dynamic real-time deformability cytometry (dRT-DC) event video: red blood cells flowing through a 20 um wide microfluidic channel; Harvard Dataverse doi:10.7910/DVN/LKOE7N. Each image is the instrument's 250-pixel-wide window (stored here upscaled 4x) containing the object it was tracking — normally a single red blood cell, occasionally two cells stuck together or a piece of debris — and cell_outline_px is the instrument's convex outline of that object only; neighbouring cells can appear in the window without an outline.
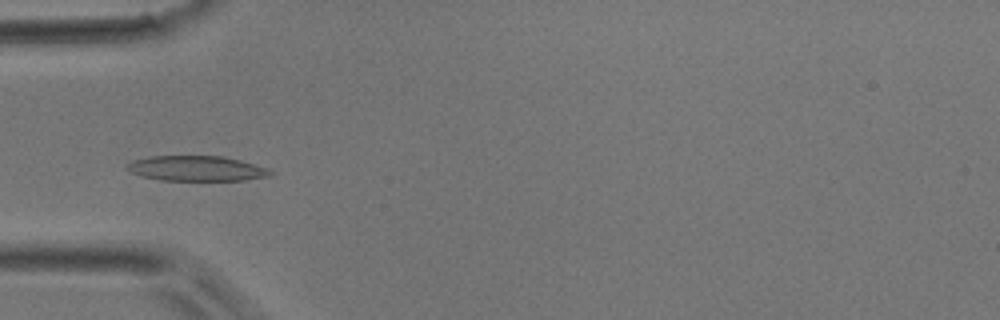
{"species": "common noctule bat (a hibernating species)", "species_latin": "Nyctalus noctula", "temperature_condition": "room temperature", "stored_images_in_passage": 44, "camera_frame_rate_fps": 3000, "um_per_image_px": 0.085, "animal": {"sex": "male", "body_mass_g": 17.9}, "frame": {"image": 1, "passage_image": 13, "time_ms": 4.0, "image_size_px": [1000, 320], "cell_outline_px": [[272, 172], [268, 176], [244, 180], [160, 180], [144, 176], [132, 172], [124, 168], [124, 164], [132, 160], [152, 156], [220, 156], [240, 160], [268, 168]], "centroid_in_image_um": [16.66, 14.31], "position_along_channel_um": 68.3, "area_um2": 20.87}}
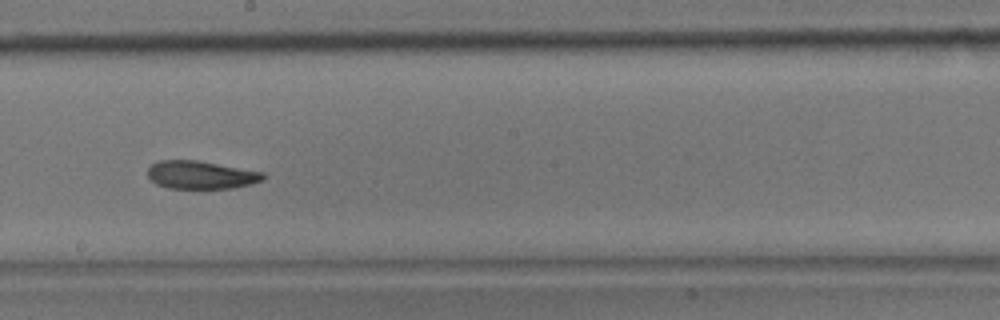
{"frame": {"image": 2, "passage_image": 24, "time_ms": 7.667, "image_size_px": [1000, 320], "cell_outline_px": [[264, 180], [236, 188], [168, 188], [156, 184], [148, 176], [148, 168], [152, 164], [160, 160], [196, 160], [264, 172]], "centroid_in_image_um": [17.08, 14.87], "position_along_channel_um": 231.1, "area_um2": 18.79}}
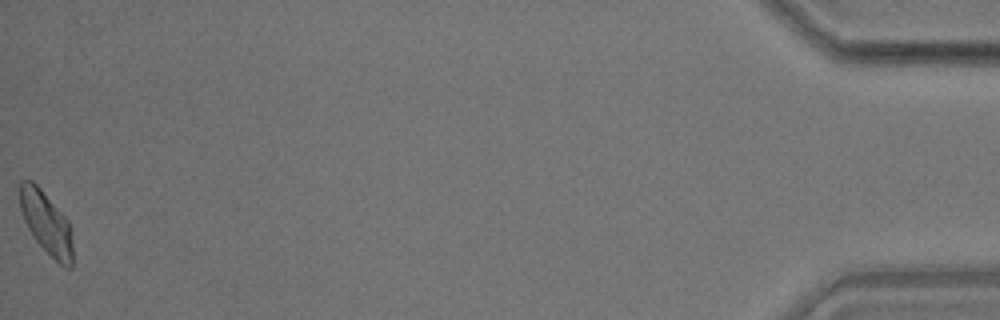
{"frame": {"image": 3, "passage_image": 44, "time_ms": 14.333, "image_size_px": [1000, 320], "cell_outline_px": [[72, 268], [64, 268], [36, 240], [28, 228], [24, 220], [20, 208], [20, 180], [32, 180], [40, 188], [68, 220], [72, 244]], "centroid_in_image_um": [3.93, 18.94], "position_along_channel_um": 431.3, "area_um2": 18.84}}